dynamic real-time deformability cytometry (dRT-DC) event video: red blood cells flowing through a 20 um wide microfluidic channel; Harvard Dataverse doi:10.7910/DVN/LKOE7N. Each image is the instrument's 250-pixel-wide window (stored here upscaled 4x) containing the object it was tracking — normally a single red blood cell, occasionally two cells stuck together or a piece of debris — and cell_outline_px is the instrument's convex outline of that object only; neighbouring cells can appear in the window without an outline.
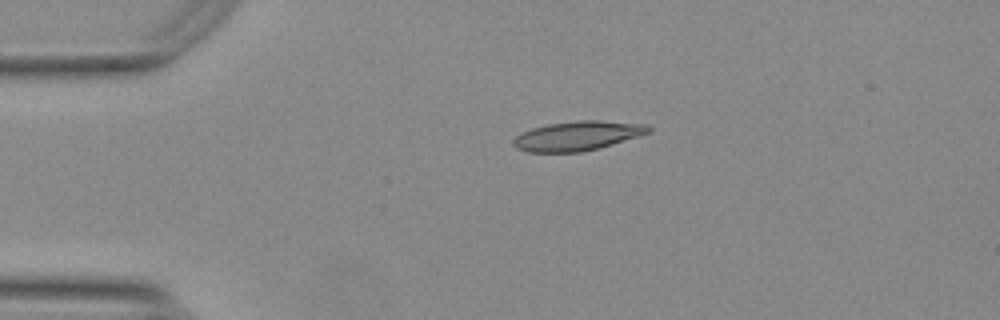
{"species": "Egyptian fruit bat (a non-hibernating species)", "species_latin": "Rousettus aegyptiacus", "temperature_condition": "warm", "stored_images_in_passage": 43, "camera_frame_rate_fps": 3000, "um_per_image_px": 0.085, "animal": {"sex": "female"}, "frame": {"image": 1, "passage_image": 1, "time_ms": 0.0, "image_size_px": [1000, 320], "cell_outline_px": [[652, 132], [612, 144], [580, 152], [528, 152], [516, 148], [512, 144], [512, 140], [520, 132], [532, 128], [548, 124], [576, 120], [596, 120], [648, 124], [652, 128]], "centroid_in_image_um": [49.08, 11.53], "position_along_channel_um": 35.9, "area_um2": 23.24}}
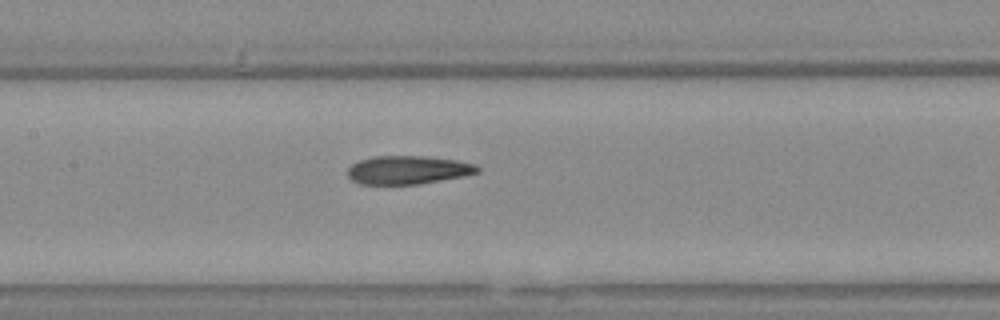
{"frame": {"image": 2, "passage_image": 15, "time_ms": 4.667, "image_size_px": [1000, 320], "cell_outline_px": [[480, 172], [464, 176], [420, 184], [360, 184], [352, 180], [348, 176], [348, 168], [352, 164], [360, 160], [376, 156], [424, 156], [456, 160], [476, 164], [480, 168]], "centroid_in_image_um": [34.7, 14.45], "position_along_channel_um": 172.7, "area_um2": 21.5}}
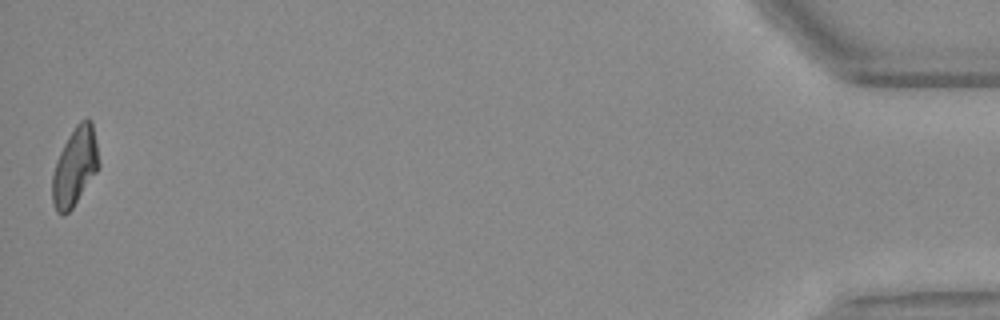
{"frame": {"image": 3, "passage_image": 43, "time_ms": 14.0, "image_size_px": [1000, 320], "cell_outline_px": [[100, 168], [72, 208], [64, 216], [56, 212], [52, 204], [52, 176], [56, 160], [68, 136], [76, 124], [80, 120], [92, 120], [100, 164]], "centroid_in_image_um": [6.36, 14.19], "position_along_channel_um": 428.8, "area_um2": 21.33}, "authors_computed_cell_mechanics": {"area_um2": 21.7906, "velocity_mm_per_s": 3.7585, "shape_relaxation_time_tau1_ms": null, "shape_relaxation_time_tau2_ms": 4.8016, "deformation_change_tau1": null, "deformation_change_tau2": 0.1389}}